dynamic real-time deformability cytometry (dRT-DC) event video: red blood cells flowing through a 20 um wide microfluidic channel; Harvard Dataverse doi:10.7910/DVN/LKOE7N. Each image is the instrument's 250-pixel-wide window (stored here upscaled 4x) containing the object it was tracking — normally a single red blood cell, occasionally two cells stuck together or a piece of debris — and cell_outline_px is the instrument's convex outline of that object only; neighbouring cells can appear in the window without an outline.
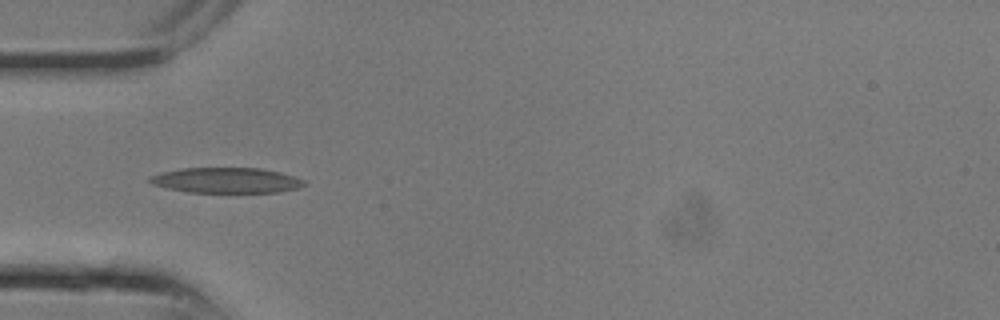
{"species": "common noctule bat (a hibernating species)", "species_latin": "Nyctalus noctula", "temperature_condition": "room temperature", "stored_images_in_passage": 8, "camera_frame_rate_fps": 3000, "um_per_image_px": 0.085, "animal": {"sex": "male", "body_mass_g": 13.3}, "frame": {"image": 1, "passage_image": 7, "time_ms": 2.0, "image_size_px": [1000, 320], "cell_outline_px": [[308, 184], [296, 188], [280, 192], [188, 192], [168, 188], [152, 184], [148, 180], [152, 176], [164, 172], [184, 168], [260, 168], [280, 172], [304, 180]], "centroid_in_image_um": [19.27, 15.33], "position_along_channel_um": 65.7, "area_um2": 22.54}}